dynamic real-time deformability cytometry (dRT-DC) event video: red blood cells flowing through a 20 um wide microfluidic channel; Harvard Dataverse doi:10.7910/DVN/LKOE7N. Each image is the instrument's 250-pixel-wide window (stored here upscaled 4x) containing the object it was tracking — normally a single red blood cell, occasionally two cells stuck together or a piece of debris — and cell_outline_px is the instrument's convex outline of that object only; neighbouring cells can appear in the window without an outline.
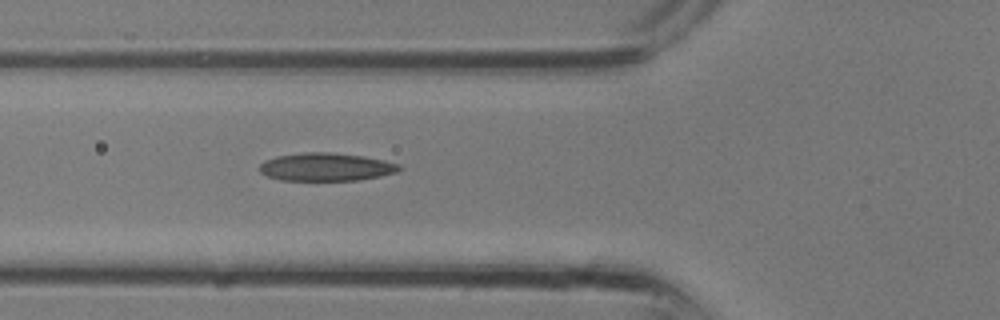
{"species": "common noctule bat (a hibernating species)", "species_latin": "Nyctalus noctula", "temperature_condition": "room temperature", "stored_images_in_passage": 7, "camera_frame_rate_fps": 3000, "um_per_image_px": 0.085, "animal": {"sex": "male", "body_mass_g": 13.3}, "frame": {"image": 1, "passage_image": 7, "time_ms": 2.0, "image_size_px": [1000, 320], "cell_outline_px": [[404, 168], [400, 172], [360, 180], [280, 180], [268, 176], [260, 172], [260, 164], [264, 160], [276, 156], [304, 152], [332, 152], [364, 156], [384, 160], [400, 164]], "centroid_in_image_um": [27.77, 14.18], "position_along_channel_um": 98.0, "area_um2": 23.06}}